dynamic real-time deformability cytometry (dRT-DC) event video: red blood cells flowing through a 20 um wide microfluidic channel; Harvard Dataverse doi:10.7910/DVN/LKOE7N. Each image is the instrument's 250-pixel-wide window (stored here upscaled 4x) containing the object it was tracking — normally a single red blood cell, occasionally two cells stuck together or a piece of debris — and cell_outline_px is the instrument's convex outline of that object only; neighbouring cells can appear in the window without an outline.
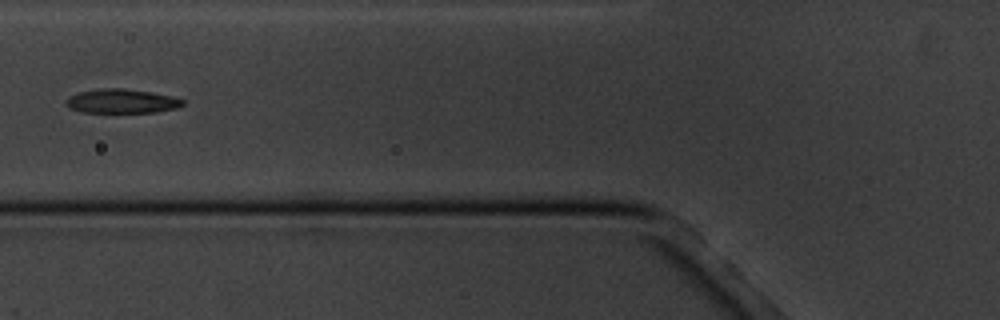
{"species": "common noctule bat (a hibernating species)", "species_latin": "Nyctalus noctula", "temperature_condition": "cold", "stored_images_in_passage": 7, "camera_frame_rate_fps": 3000, "um_per_image_px": 0.085, "animal": {"sex": "male", "body_mass_g": 20.1, "forearm_length_mm": 53.5}, "frame": {"image": 1, "passage_image": 6, "time_ms": 5.667, "image_size_px": [1000, 320], "cell_outline_px": [[184, 104], [176, 108], [156, 112], [80, 112], [68, 108], [64, 104], [64, 100], [68, 96], [80, 92], [100, 88], [124, 88], [152, 92], [172, 96], [184, 100]], "centroid_in_image_um": [10.29, 8.59], "position_along_channel_um": 115.5, "area_um2": 16.59}}
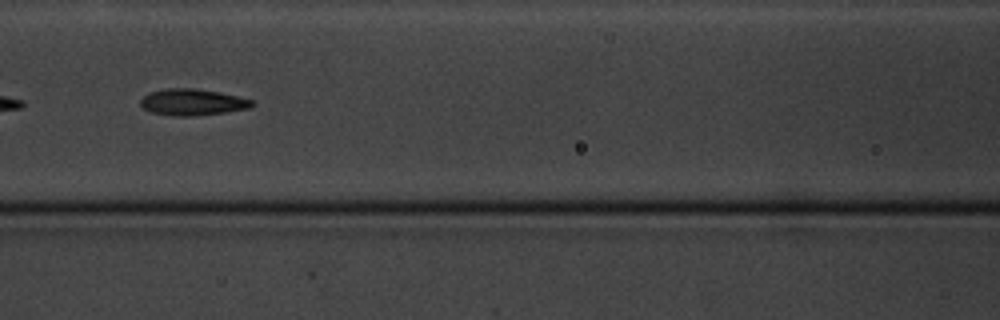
{"frame": {"image": 2, "passage_image": 7, "time_ms": 6.667, "image_size_px": [1000, 320], "cell_outline_px": [[256, 104], [248, 108], [228, 112], [192, 116], [176, 116], [152, 112], [144, 108], [140, 104], [140, 100], [148, 92], [164, 88], [196, 88], [220, 92], [252, 100]], "centroid_in_image_um": [16.35, 8.67], "position_along_channel_um": 150.2, "area_um2": 17.22}}